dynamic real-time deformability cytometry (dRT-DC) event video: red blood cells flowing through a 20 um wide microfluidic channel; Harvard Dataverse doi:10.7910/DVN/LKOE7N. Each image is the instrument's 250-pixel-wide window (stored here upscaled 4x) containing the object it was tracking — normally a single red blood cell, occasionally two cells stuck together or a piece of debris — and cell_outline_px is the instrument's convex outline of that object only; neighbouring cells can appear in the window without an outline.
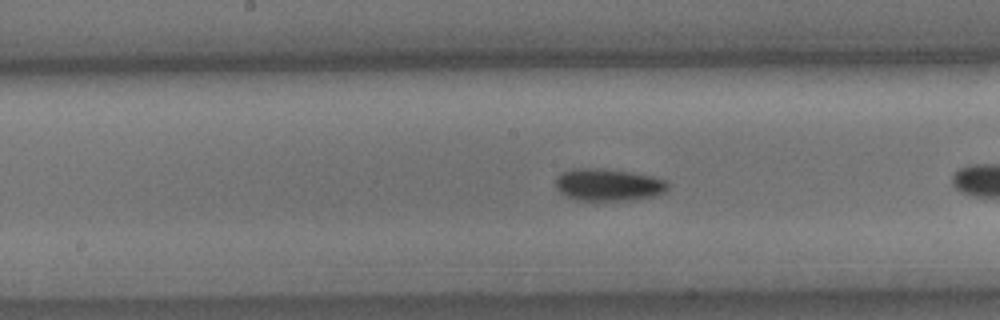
{"species": "common noctule bat (a hibernating species)", "species_latin": "Nyctalus noctula", "temperature_condition": "cold", "stored_images_in_passage": 39, "camera_frame_rate_fps": 3000, "um_per_image_px": 0.085, "animal": {"sex": "male", "body_mass_g": 15.6}, "frame": {"image": 1, "passage_image": 12, "time_ms": 3.667, "image_size_px": [1000, 320], "cell_outline_px": [[668, 188], [664, 192], [652, 196], [632, 200], [576, 200], [564, 196], [556, 188], [556, 176], [560, 172], [572, 168], [600, 168], [632, 172], [652, 176], [664, 180], [668, 184]], "centroid_in_image_um": [51.65, 15.7], "position_along_channel_um": 196.6, "area_um2": 21.21}, "authors_computed_cell_mechanics": {"area_um2": 20.4034, "velocity_mm_per_s": 3.6669, "shape_relaxation_time_tau1_ms": 2.0534, "shape_relaxation_time_tau2_ms": null, "deformation_change_tau1": 0.0647, "deformation_change_tau2": null}}